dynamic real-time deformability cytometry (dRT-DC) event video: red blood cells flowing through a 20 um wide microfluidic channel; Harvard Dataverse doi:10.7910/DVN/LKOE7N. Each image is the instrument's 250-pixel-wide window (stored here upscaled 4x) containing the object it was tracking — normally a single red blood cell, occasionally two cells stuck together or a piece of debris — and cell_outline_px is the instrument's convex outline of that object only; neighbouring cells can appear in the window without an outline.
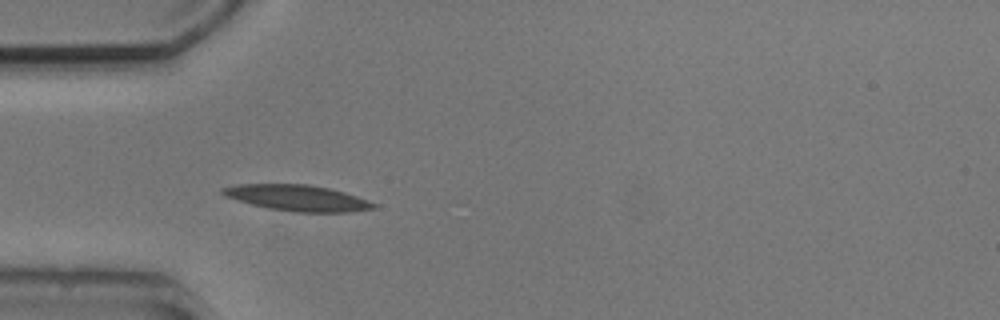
{"species": "common noctule bat (a hibernating species)", "species_latin": "Nyctalus noctula", "temperature_condition": "cold", "stored_images_in_passage": 8, "camera_frame_rate_fps": 3000, "um_per_image_px": 0.085, "animal": {"sex": "male", "body_mass_g": 20.5, "forearm_length_mm": 52.5}, "frame": {"image": 1, "passage_image": 2, "time_ms": 2.0, "image_size_px": [1000, 320], "cell_outline_px": [[376, 208], [348, 212], [296, 212], [268, 208], [252, 204], [224, 196], [220, 192], [220, 188], [236, 184], [308, 184], [328, 188], [344, 192], [368, 200], [376, 204]], "centroid_in_image_um": [25.25, 16.82], "position_along_channel_um": 59.7, "area_um2": 22.77}}
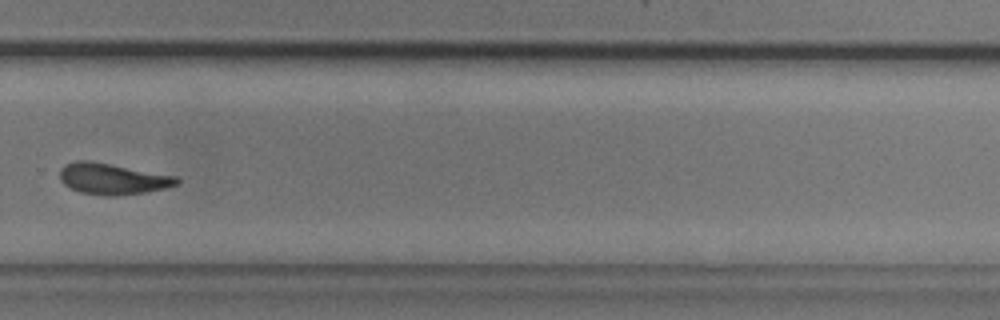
{"frame": {"image": 2, "passage_image": 8, "time_ms": 9.0, "image_size_px": [1000, 320], "cell_outline_px": [[180, 180], [176, 184], [164, 188], [144, 192], [116, 196], [104, 196], [80, 192], [64, 184], [60, 180], [60, 168], [64, 164], [76, 160], [88, 160], [176, 176]], "centroid_in_image_um": [9.51, 15.2], "position_along_channel_um": 320.3, "area_um2": 21.04}}